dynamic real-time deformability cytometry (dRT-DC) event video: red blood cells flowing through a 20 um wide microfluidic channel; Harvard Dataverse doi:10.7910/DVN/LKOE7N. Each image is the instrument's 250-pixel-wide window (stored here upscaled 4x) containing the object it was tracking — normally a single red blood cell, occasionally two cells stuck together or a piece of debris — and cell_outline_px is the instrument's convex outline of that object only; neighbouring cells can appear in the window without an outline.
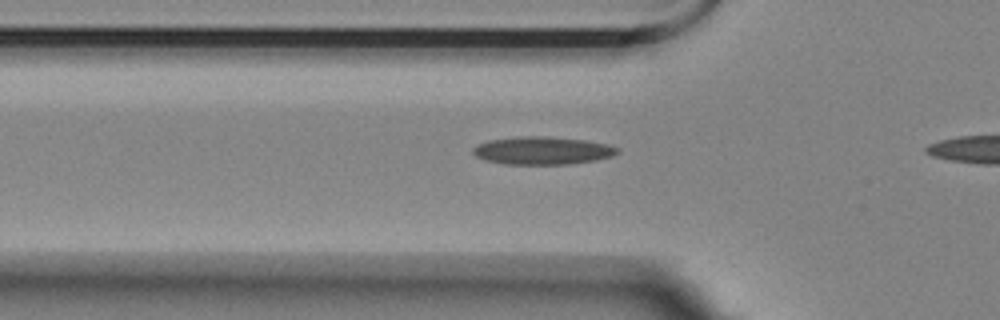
{"species": "Egyptian fruit bat (a non-hibernating species)", "species_latin": "Rousettus aegyptiacus", "temperature_condition": "room temperature", "stored_images_in_passage": 7, "camera_frame_rate_fps": 3000, "um_per_image_px": 0.085, "animal": {"sex": "female"}, "frame": {"image": 1, "passage_image": 5, "time_ms": 1.333, "image_size_px": [1000, 320], "cell_outline_px": [[620, 152], [612, 156], [596, 160], [568, 164], [504, 164], [484, 160], [476, 156], [472, 152], [472, 148], [488, 140], [520, 136], [544, 136], [584, 140], [608, 144], [620, 148]], "centroid_in_image_um": [46.12, 12.8], "position_along_channel_um": 79.7, "area_um2": 23.47}}